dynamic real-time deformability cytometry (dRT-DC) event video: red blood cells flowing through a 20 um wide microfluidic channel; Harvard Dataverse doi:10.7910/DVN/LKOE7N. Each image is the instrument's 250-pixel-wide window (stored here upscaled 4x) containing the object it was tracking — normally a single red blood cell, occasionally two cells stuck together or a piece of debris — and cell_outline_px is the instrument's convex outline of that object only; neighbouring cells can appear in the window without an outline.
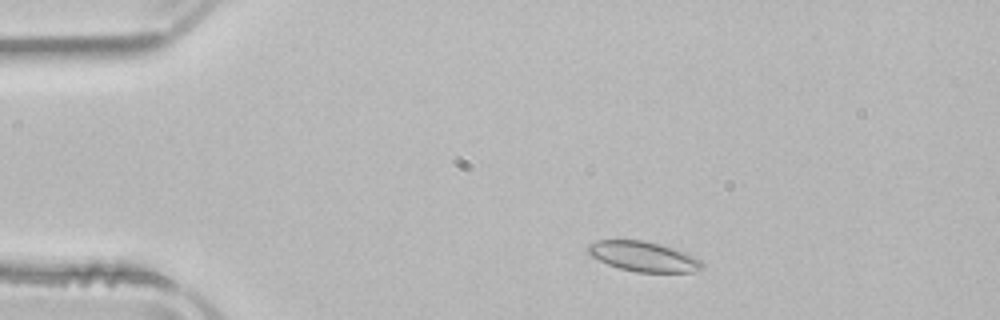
{"species": "common noctule bat (a hibernating species)", "species_latin": "Nyctalus noctula", "temperature_condition": "room temperature", "stored_images_in_passage": 48, "camera_frame_rate_fps": 3000, "um_per_image_px": 0.085, "animal": {"sex": "male", "body_mass_g": 21.5, "forearm_length_mm": 52.0}, "frame": {"image": 1, "passage_image": 5, "time_ms": 1.333, "image_size_px": [1000, 320], "cell_outline_px": [[704, 268], [692, 272], [636, 272], [620, 268], [608, 264], [592, 256], [588, 252], [588, 244], [600, 240], [644, 240], [660, 244], [684, 252], [700, 260], [704, 264]], "centroid_in_image_um": [54.71, 21.8], "position_along_channel_um": 30.3, "area_um2": 19.71}}
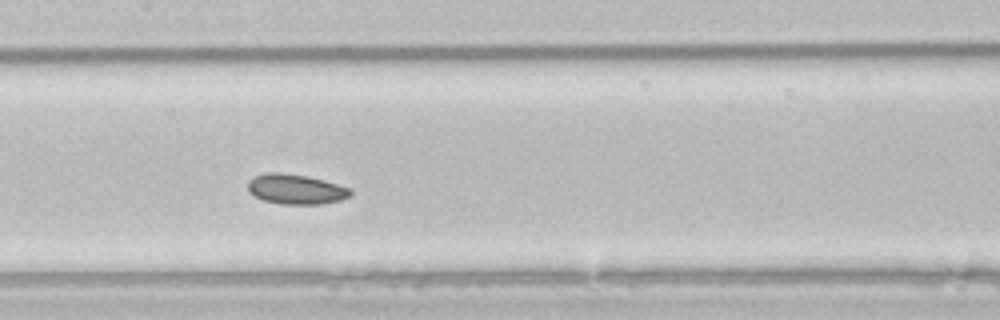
{"frame": {"image": 2, "passage_image": 21, "time_ms": 6.667, "image_size_px": [1000, 320], "cell_outline_px": [[352, 196], [340, 200], [320, 204], [280, 204], [264, 200], [248, 192], [248, 180], [252, 176], [264, 172], [280, 172], [308, 176], [324, 180], [348, 188], [352, 192]], "centroid_in_image_um": [25.11, 16.07], "position_along_channel_um": 182.3, "area_um2": 18.03}}
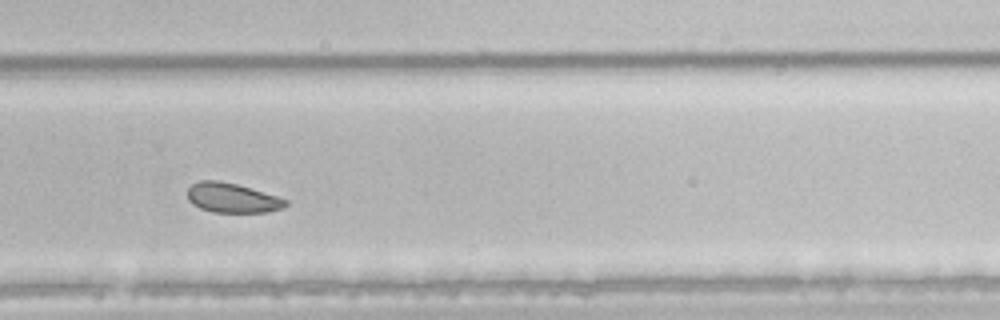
{"frame": {"image": 3, "passage_image": 31, "time_ms": 10.0, "image_size_px": [1000, 320], "cell_outline_px": [[288, 204], [284, 208], [268, 212], [212, 212], [200, 208], [192, 204], [188, 200], [188, 188], [192, 184], [200, 180], [220, 180], [236, 184], [276, 196], [288, 200]], "centroid_in_image_um": [19.72, 16.82], "position_along_channel_um": 310.1, "area_um2": 16.94}, "authors_computed_cell_mechanics": {"area_um2": 18.8717, "velocity_mm_per_s": 3.8522, "shape_relaxation_time_tau1_ms": 2.2745, "shape_relaxation_time_tau2_ms": null, "deformation_change_tau1": 0.0441, "deformation_change_tau2": null}}